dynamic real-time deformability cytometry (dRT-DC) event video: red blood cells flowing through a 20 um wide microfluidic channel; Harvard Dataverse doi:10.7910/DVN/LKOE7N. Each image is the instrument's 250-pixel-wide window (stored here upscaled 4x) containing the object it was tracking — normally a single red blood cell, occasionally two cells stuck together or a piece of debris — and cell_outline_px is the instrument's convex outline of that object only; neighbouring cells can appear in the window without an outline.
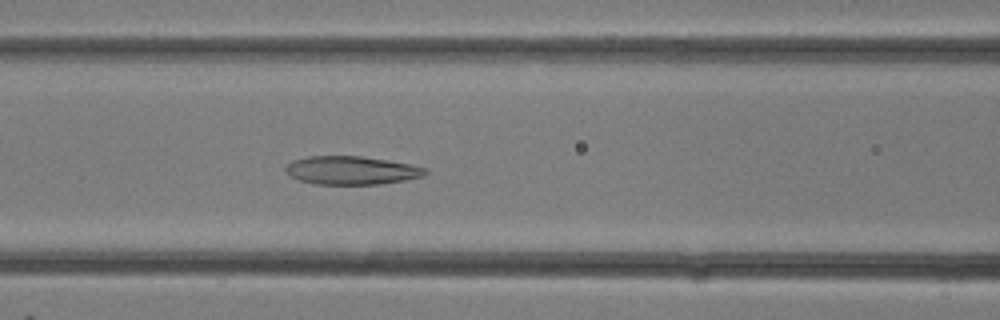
{"species": "common noctule bat (a hibernating species)", "species_latin": "Nyctalus noctula", "temperature_condition": "room temperature", "stored_images_in_passage": 21, "camera_frame_rate_fps": 3000, "um_per_image_px": 0.085, "animal": {"sex": "female"}, "frame": {"image": 1, "passage_image": 13, "time_ms": 4.0, "image_size_px": [1000, 320], "cell_outline_px": [[428, 172], [424, 176], [404, 180], [380, 184], [316, 184], [300, 180], [288, 176], [284, 168], [292, 160], [308, 156], [360, 156], [388, 160], [412, 164], [428, 168]], "centroid_in_image_um": [29.89, 14.47], "position_along_channel_um": 136.7, "area_um2": 23.24}}
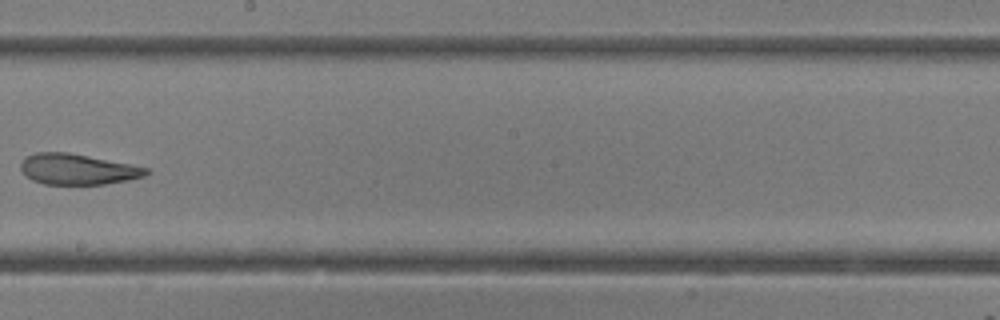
{"frame": {"image": 2, "passage_image": 18, "time_ms": 5.667, "image_size_px": [1000, 320], "cell_outline_px": [[152, 172], [144, 176], [128, 180], [104, 184], [44, 184], [32, 180], [24, 176], [20, 168], [20, 164], [24, 156], [36, 152], [68, 152], [148, 168]], "centroid_in_image_um": [6.54, 14.38], "position_along_channel_um": 241.7, "area_um2": 22.48}}
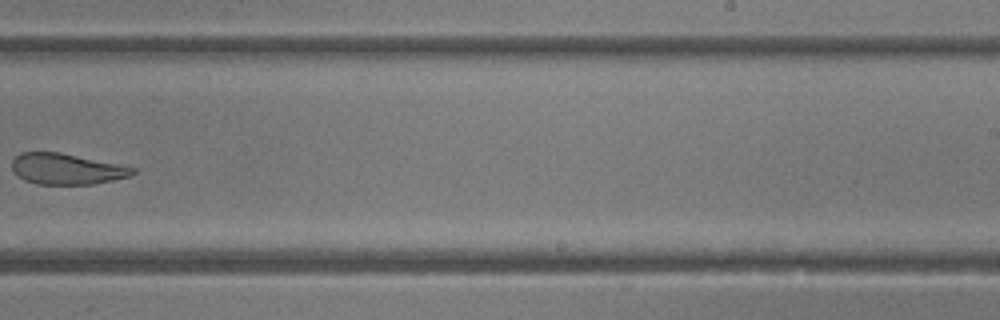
{"frame": {"image": 3, "passage_image": 20, "time_ms": 6.333, "image_size_px": [1000, 320], "cell_outline_px": [[136, 172], [128, 176], [112, 180], [92, 184], [36, 184], [24, 180], [16, 176], [12, 168], [12, 160], [20, 152], [60, 152], [120, 164], [136, 168]], "centroid_in_image_um": [5.63, 14.35], "position_along_channel_um": 283.4, "area_um2": 21.79}}